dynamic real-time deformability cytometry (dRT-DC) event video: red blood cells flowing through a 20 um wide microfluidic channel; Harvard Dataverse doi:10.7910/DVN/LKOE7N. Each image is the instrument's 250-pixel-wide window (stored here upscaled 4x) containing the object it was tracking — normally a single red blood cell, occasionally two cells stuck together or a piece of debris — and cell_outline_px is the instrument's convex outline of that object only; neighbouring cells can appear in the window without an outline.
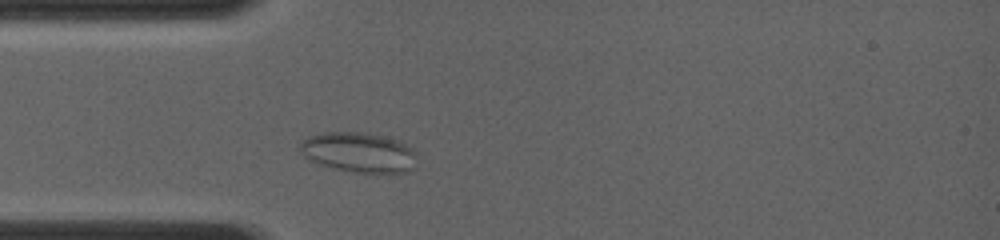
{"species": "common noctule bat (a hibernating species)", "species_latin": "Nyctalus noctula", "temperature_condition": "room temperature", "stored_images_in_passage": 51, "camera_frame_rate_fps": 4000, "um_per_image_px": 0.085, "animal": {"sex": "female", "body_mass_g": 19.0, "forearm_length_mm": 56.7}, "frame": {"image": 1, "passage_image": 6, "time_ms": 1.5, "image_size_px": [1000, 240], "cell_outline_px": [[416, 152], [412, 168], [408, 172], [352, 172], [332, 168], [316, 164], [304, 156], [300, 152], [300, 140], [308, 136], [324, 132], [360, 132], [380, 136], [396, 140], [412, 148]], "centroid_in_image_um": [30.42, 12.95], "position_along_channel_um": 54.6, "area_um2": 27.11}}
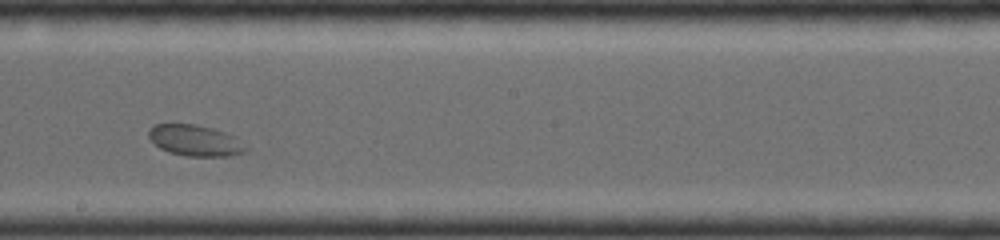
{"frame": {"image": 2, "passage_image": 29, "time_ms": 5.75, "image_size_px": [1000, 240], "cell_outline_px": [[248, 148], [244, 152], [232, 156], [184, 156], [168, 152], [160, 148], [148, 136], [148, 132], [156, 124], [196, 124], [212, 128], [236, 136]], "centroid_in_image_um": [16.62, 11.95], "position_along_channel_um": 231.6, "area_um2": 17.57}}
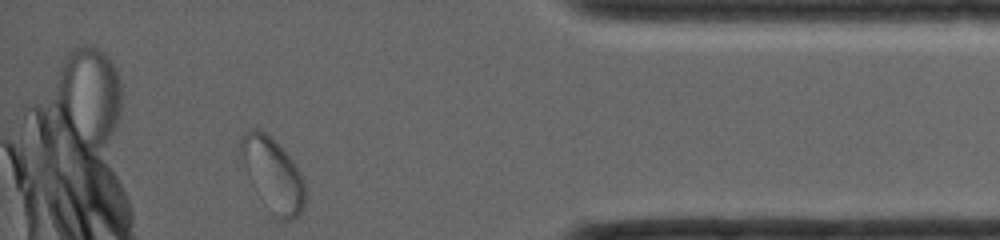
{"frame": {"image": 3, "passage_image": 51, "time_ms": 10.5, "image_size_px": [1000, 240], "cell_outline_px": [[304, 208], [292, 220], [280, 220], [244, 164], [240, 152], [240, 140], [248, 132], [264, 132], [272, 136], [292, 160], [300, 172], [304, 180]], "centroid_in_image_um": [23.28, 14.78], "position_along_channel_um": 411.9, "area_um2": 25.2}}